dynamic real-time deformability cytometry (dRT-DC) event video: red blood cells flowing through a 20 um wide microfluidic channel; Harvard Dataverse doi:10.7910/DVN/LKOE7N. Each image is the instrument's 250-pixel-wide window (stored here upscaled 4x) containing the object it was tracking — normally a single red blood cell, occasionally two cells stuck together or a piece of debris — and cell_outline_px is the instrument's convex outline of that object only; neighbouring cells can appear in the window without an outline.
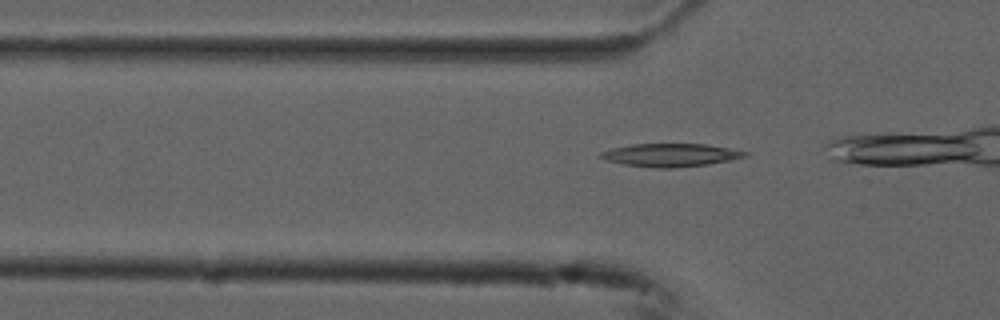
{"species": "common noctule bat (a hibernating species)", "species_latin": "Nyctalus noctula", "temperature_condition": "cold", "stored_images_in_passage": 9, "camera_frame_rate_fps": 3000, "um_per_image_px": 0.085, "animal": {"sex": "male", "forearm_length_mm": 52.5}, "frame": {"image": 1, "passage_image": 6, "time_ms": 1.667, "image_size_px": [1000, 320], "cell_outline_px": [[748, 156], [708, 164], [672, 168], [656, 168], [624, 164], [604, 160], [596, 156], [600, 152], [612, 148], [632, 144], [704, 144], [728, 148], [748, 152]], "centroid_in_image_um": [56.93, 13.18], "position_along_channel_um": 68.9, "area_um2": 19.31}}